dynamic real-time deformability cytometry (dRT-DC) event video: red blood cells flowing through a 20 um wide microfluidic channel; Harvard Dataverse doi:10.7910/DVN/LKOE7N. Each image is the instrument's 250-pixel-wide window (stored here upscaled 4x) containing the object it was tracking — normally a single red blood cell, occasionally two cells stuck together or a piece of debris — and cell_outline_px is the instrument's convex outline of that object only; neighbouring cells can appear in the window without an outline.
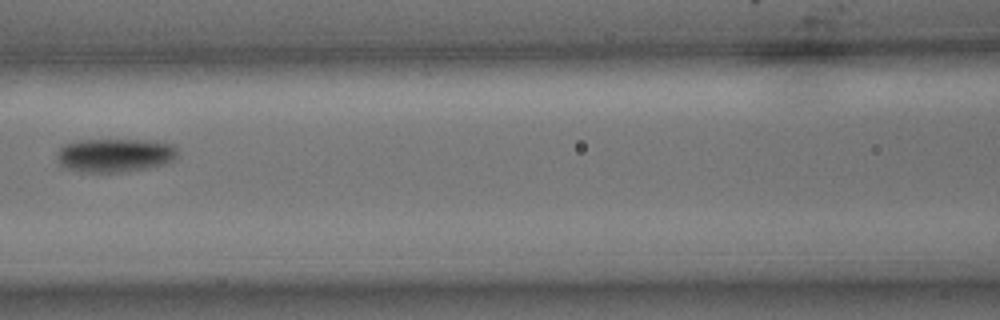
{"species": "common noctule bat (a hibernating species)", "species_latin": "Nyctalus noctula", "temperature_condition": "cold", "stored_images_in_passage": 10, "camera_frame_rate_fps": 3000, "um_per_image_px": 0.085, "animal": {"sex": "male", "body_mass_g": 15.6}, "frame": {"image": 1, "passage_image": 7, "time_ms": 2.0, "image_size_px": [1000, 320], "cell_outline_px": [[176, 156], [168, 164], [148, 168], [124, 172], [80, 172], [68, 168], [60, 164], [56, 156], [56, 152], [64, 144], [80, 140], [152, 140], [172, 144], [176, 148]], "centroid_in_image_um": [9.77, 13.2], "position_along_channel_um": 156.8, "area_um2": 23.81}}
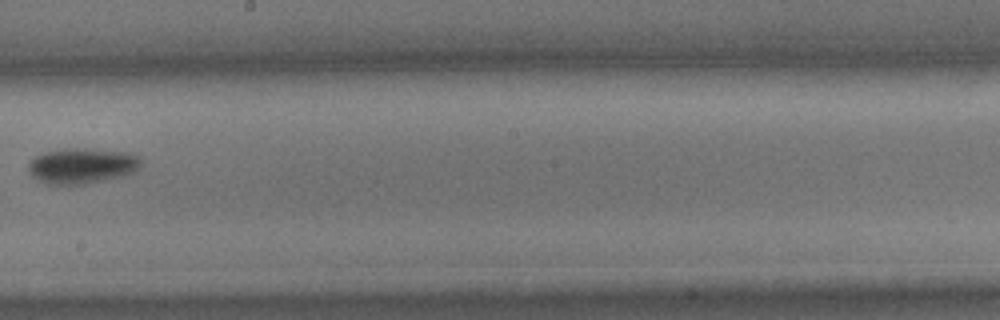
{"frame": {"image": 2, "passage_image": 9, "time_ms": 2.667, "image_size_px": [1000, 320], "cell_outline_px": [[144, 160], [136, 172], [124, 176], [84, 184], [48, 184], [32, 176], [28, 168], [28, 164], [32, 156], [44, 152], [64, 148], [84, 148], [128, 152], [140, 156]], "centroid_in_image_um": [7.0, 14.07], "position_along_channel_um": 241.2, "area_um2": 23.7}}
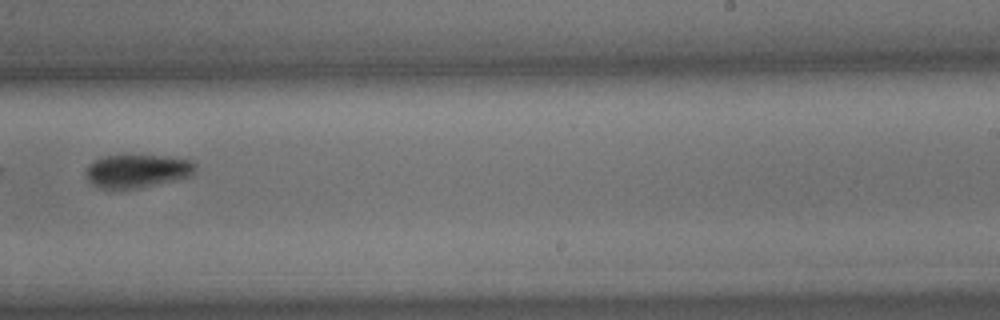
{"frame": {"image": 3, "passage_image": 10, "time_ms": 3.0, "image_size_px": [1000, 320], "cell_outline_px": [[196, 172], [192, 176], [124, 192], [116, 192], [100, 188], [92, 184], [88, 180], [84, 172], [88, 164], [92, 160], [104, 156], [160, 156], [192, 160], [196, 164]], "centroid_in_image_um": [11.62, 14.59], "position_along_channel_um": 277.4, "area_um2": 22.02}}